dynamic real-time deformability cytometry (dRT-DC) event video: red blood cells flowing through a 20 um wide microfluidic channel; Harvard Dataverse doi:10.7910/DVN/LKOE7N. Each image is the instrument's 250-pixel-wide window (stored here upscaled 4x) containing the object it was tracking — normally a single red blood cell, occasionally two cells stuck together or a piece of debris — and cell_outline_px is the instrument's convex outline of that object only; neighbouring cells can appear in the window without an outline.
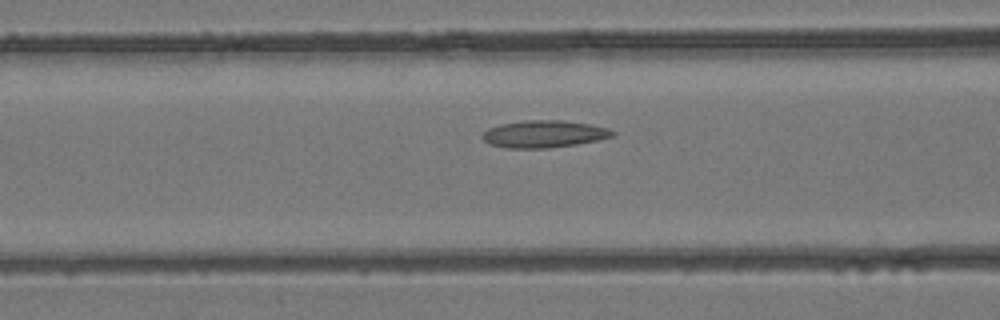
{"species": "common noctule bat (a hibernating species)", "species_latin": "Nyctalus noctula", "temperature_condition": "room temperature", "stored_images_in_passage": 7, "camera_frame_rate_fps": 3000, "um_per_image_px": 0.085, "animal": {"sex": "female", "body_mass_g": 24.6, "forearm_length_mm": 56.2}, "frame": {"image": 1, "passage_image": 7, "time_ms": 2.0, "image_size_px": [1000, 320], "cell_outline_px": [[616, 136], [576, 144], [548, 148], [508, 148], [488, 144], [480, 136], [488, 128], [500, 124], [524, 120], [560, 120], [592, 124], [608, 128], [616, 132]], "centroid_in_image_um": [46.24, 11.38], "position_along_channel_um": 120.4, "area_um2": 20.75}}